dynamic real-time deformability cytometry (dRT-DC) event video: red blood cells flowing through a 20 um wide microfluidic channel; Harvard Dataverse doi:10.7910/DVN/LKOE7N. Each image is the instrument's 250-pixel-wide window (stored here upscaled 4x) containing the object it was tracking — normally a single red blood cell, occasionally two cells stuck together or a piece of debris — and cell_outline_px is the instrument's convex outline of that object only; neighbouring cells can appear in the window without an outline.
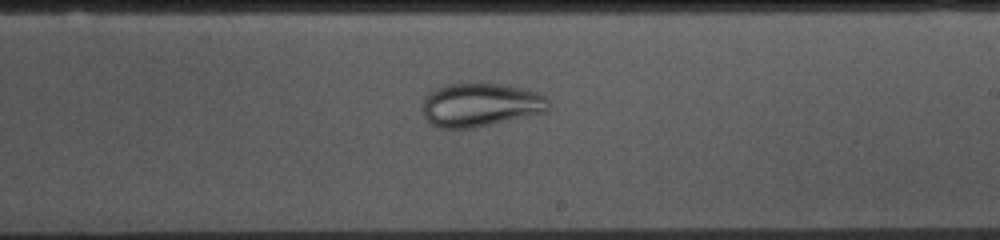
{"species": "common noctule bat (a hibernating species)", "species_latin": "Nyctalus noctula", "temperature_condition": "cold", "stored_images_in_passage": 48, "camera_frame_rate_fps": 3000, "um_per_image_px": 0.085, "animal": {"sex": "female", "body_mass_g": 10.0, "forearm_length_mm": 53.1}, "frame": {"image": 1, "passage_image": 25, "time_ms": 8.0, "image_size_px": [1000, 240], "cell_outline_px": [[548, 112], [472, 128], [440, 128], [432, 124], [424, 116], [424, 100], [428, 92], [432, 88], [444, 84], [504, 84], [524, 88], [548, 96]], "centroid_in_image_um": [40.86, 8.9], "position_along_channel_um": 248.1, "area_um2": 32.08}}
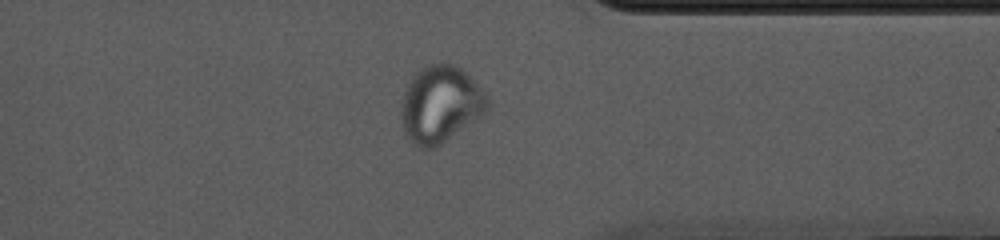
{"frame": {"image": 2, "passage_image": 36, "time_ms": 11.667, "image_size_px": [1000, 240], "cell_outline_px": [[488, 108], [476, 120], [436, 148], [416, 148], [412, 144], [404, 132], [400, 120], [400, 108], [404, 92], [412, 76], [420, 68], [428, 64], [440, 60], [444, 60], [456, 64], [488, 92]], "centroid_in_image_um": [37.43, 8.84], "position_along_channel_um": 374.0, "area_um2": 39.59}}
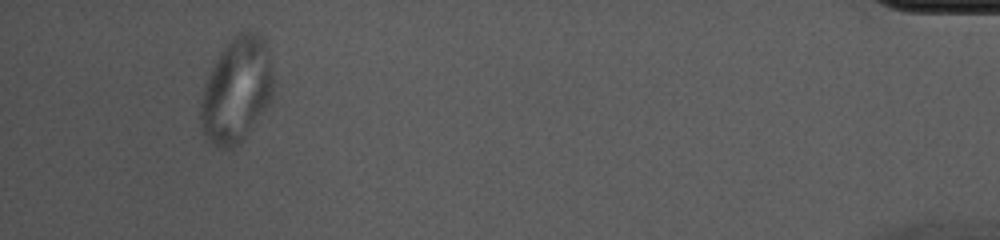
{"frame": {"image": 3, "passage_image": 45, "time_ms": 14.667, "image_size_px": [1000, 240], "cell_outline_px": [[272, 96], [268, 104], [244, 136], [232, 148], [220, 148], [212, 144], [208, 140], [200, 128], [200, 100], [204, 84], [220, 52], [228, 40], [232, 36], [248, 28], [256, 32], [264, 40], [272, 52]], "centroid_in_image_um": [20.1, 7.59], "position_along_channel_um": 415.1, "area_um2": 44.68}}